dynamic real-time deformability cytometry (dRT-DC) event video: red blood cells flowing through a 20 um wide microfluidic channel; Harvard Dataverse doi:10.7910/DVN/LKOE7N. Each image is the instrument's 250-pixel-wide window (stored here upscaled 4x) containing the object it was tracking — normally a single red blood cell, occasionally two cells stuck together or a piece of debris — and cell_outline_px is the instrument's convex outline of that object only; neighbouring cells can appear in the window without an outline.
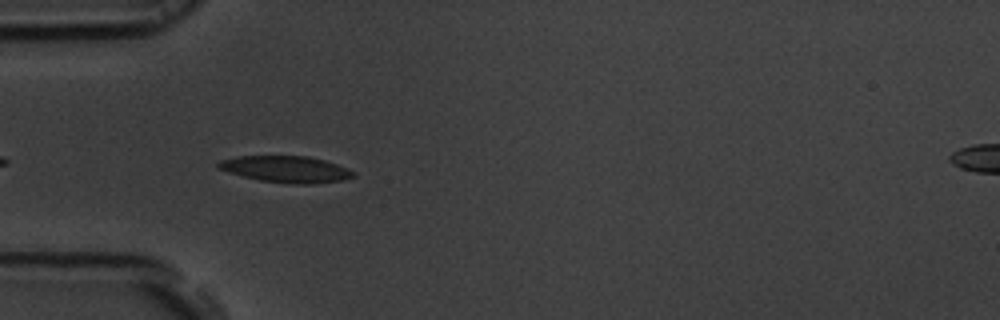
{"species": "common noctule bat (a hibernating species)", "species_latin": "Nyctalus noctula", "temperature_condition": "room temperature", "stored_images_in_passage": 40, "camera_frame_rate_fps": 3000, "um_per_image_px": 0.085, "animal": {"sex": "male", "body_mass_g": 19.5, "forearm_length_mm": 54.6}, "frame": {"image": 1, "passage_image": 3, "time_ms": 0.667, "image_size_px": [1000, 320], "cell_outline_px": [[356, 176], [344, 180], [312, 184], [292, 184], [260, 180], [228, 172], [216, 168], [216, 164], [220, 160], [236, 156], [308, 156], [324, 160], [348, 168], [356, 172]], "centroid_in_image_um": [24.33, 14.38], "position_along_channel_um": 60.7, "area_um2": 20.98}}
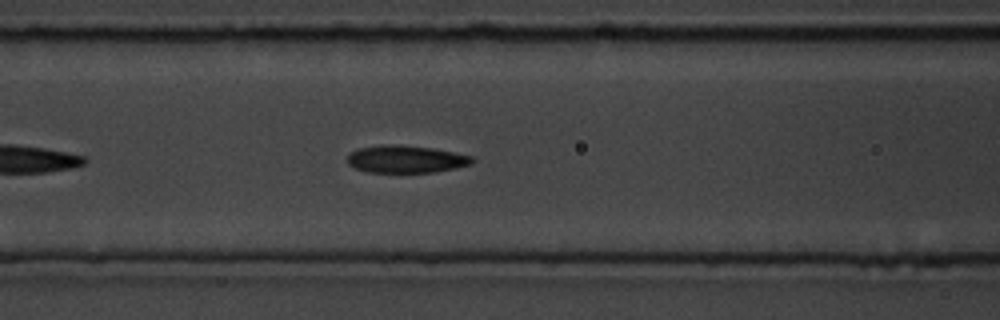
{"frame": {"image": 2, "passage_image": 9, "time_ms": 2.667, "image_size_px": [1000, 320], "cell_outline_px": [[476, 160], [472, 164], [456, 168], [436, 172], [368, 172], [356, 168], [348, 164], [348, 156], [352, 152], [360, 148], [388, 144], [432, 148], [472, 156]], "centroid_in_image_um": [34.55, 13.54], "position_along_channel_um": 132.1, "area_um2": 19.71}}
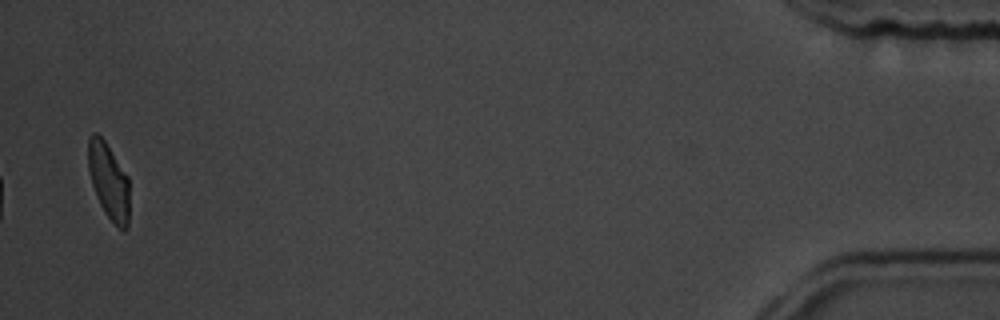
{"frame": {"image": 3, "passage_image": 40, "time_ms": 13.0, "image_size_px": [1000, 320], "cell_outline_px": [[128, 228], [120, 228], [104, 212], [100, 204], [92, 184], [88, 168], [88, 136], [92, 132], [96, 132], [104, 140], [128, 176]], "centroid_in_image_um": [9.22, 15.34], "position_along_channel_um": 426.0, "area_um2": 17.98}, "authors_computed_cell_mechanics": {"area_um2": 19.7387, "velocity_mm_per_s": 3.7061, "shape_relaxation_time_tau1_ms": 2.9562, "shape_relaxation_time_tau2_ms": 2.0013, "deformation_change_tau1": 0.1322, "deformation_change_tau2": 0.0838}}